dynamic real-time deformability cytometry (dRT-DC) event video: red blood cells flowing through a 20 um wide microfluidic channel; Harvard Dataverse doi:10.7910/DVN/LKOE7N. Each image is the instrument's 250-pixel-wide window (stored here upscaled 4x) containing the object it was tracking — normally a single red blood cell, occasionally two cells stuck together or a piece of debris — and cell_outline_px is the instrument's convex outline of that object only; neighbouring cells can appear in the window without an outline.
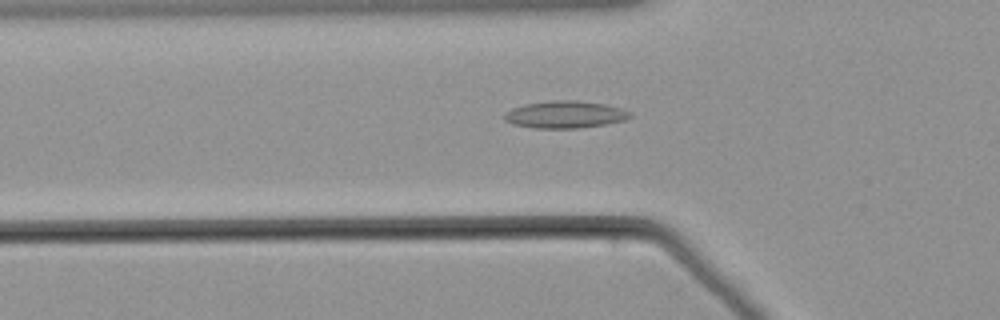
{"species": "common noctule bat (a hibernating species)", "species_latin": "Nyctalus noctula", "temperature_condition": "warm", "stored_images_in_passage": 56, "camera_frame_rate_fps": 3000, "um_per_image_px": 0.085, "animal": {"sex": "male", "body_mass_g": 21.5, "forearm_length_mm": 52.0}, "frame": {"image": 1, "passage_image": 19, "time_ms": 6.0, "image_size_px": [1000, 320], "cell_outline_px": [[632, 116], [624, 120], [604, 124], [580, 128], [532, 128], [512, 124], [504, 120], [504, 116], [512, 108], [524, 104], [552, 100], [576, 100], [604, 104], [620, 108], [632, 112]], "centroid_in_image_um": [48.02, 9.73], "position_along_channel_um": 77.8, "area_um2": 19.88}}
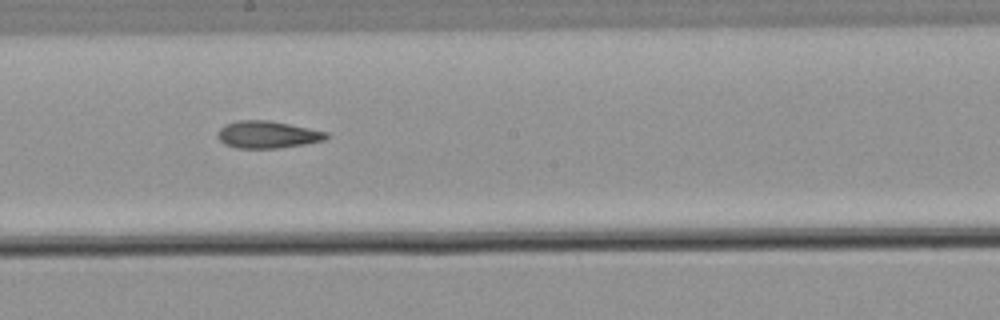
{"frame": {"image": 2, "passage_image": 31, "time_ms": 10.0, "image_size_px": [1000, 320], "cell_outline_px": [[328, 136], [324, 140], [304, 144], [276, 148], [236, 148], [224, 144], [216, 136], [216, 132], [224, 124], [236, 120], [268, 120], [328, 132]], "centroid_in_image_um": [22.67, 11.43], "position_along_channel_um": 225.5, "area_um2": 17.22}}
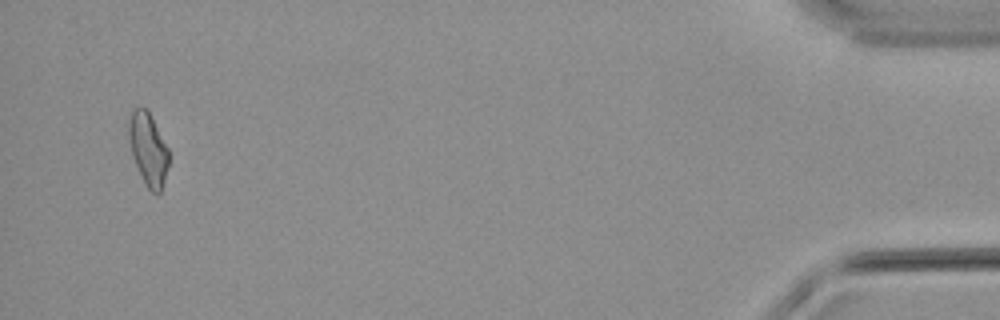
{"frame": {"image": 3, "passage_image": 54, "time_ms": 17.667, "image_size_px": [1000, 320], "cell_outline_px": [[168, 164], [164, 180], [160, 192], [152, 192], [144, 184], [132, 156], [128, 136], [128, 120], [132, 112], [136, 108], [144, 108], [148, 112], [168, 148]], "centroid_in_image_um": [12.57, 12.69], "position_along_channel_um": 422.6, "area_um2": 16.53}}